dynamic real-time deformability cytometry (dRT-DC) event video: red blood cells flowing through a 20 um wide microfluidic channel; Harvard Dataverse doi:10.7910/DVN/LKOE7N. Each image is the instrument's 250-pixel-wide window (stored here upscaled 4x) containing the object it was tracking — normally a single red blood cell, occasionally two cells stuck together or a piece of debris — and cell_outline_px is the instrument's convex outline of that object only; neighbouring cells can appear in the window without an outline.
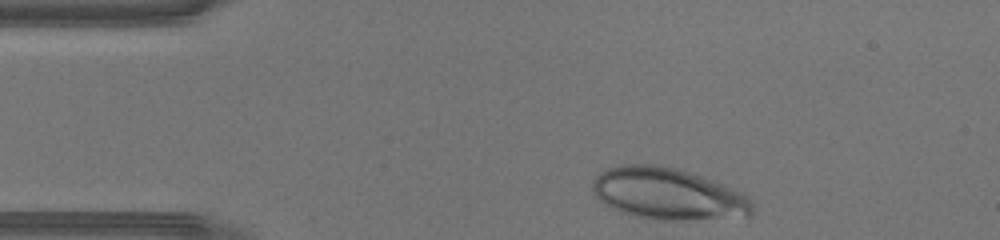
{"species": "human", "species_latin": "Homo sapiens", "temperature_condition": "warm", "stored_images_in_passage": 29, "camera_frame_rate_fps": 3000, "um_per_image_px": 0.085, "donor": {"sex": "male"}, "frame": {"image": 1, "passage_image": 1, "time_ms": 0.0, "image_size_px": [1000, 240], "cell_outline_px": [[756, 204], [752, 216], [680, 220], [656, 220], [632, 216], [620, 212], [604, 204], [596, 196], [592, 188], [592, 180], [600, 172], [608, 168], [620, 164], [660, 164], [680, 168], [692, 172], [724, 184], [744, 192]], "centroid_in_image_um": [56.82, 16.47], "position_along_channel_um": 28.2, "area_um2": 49.13}}
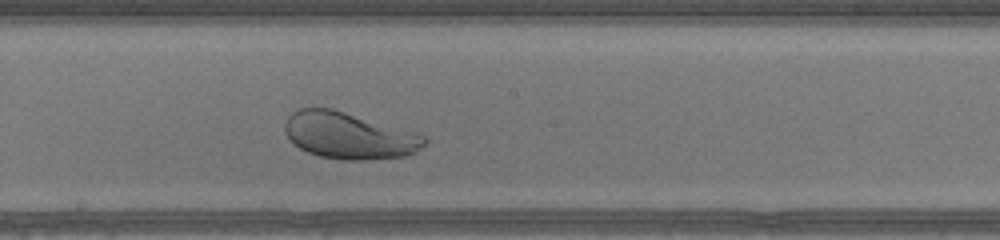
{"frame": {"image": 2, "passage_image": 17, "time_ms": 5.333, "image_size_px": [1000, 240], "cell_outline_px": [[428, 144], [416, 152], [404, 156], [368, 160], [344, 160], [320, 156], [308, 152], [300, 148], [288, 136], [284, 128], [284, 124], [288, 116], [296, 108], [332, 108], [420, 132], [428, 140]], "centroid_in_image_um": [29.74, 11.51], "position_along_channel_um": 218.5, "area_um2": 38.38}}
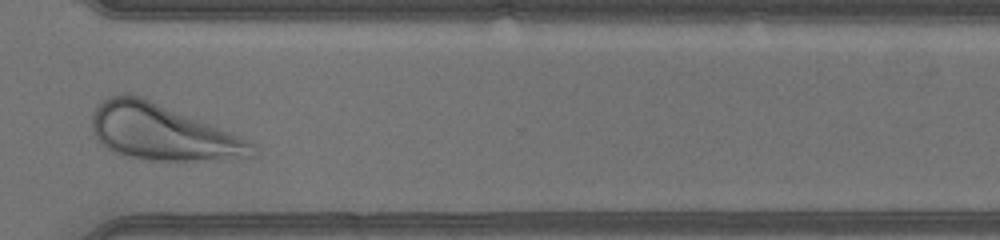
{"frame": {"image": 3, "passage_image": 26, "time_ms": 8.333, "image_size_px": [1000, 240], "cell_outline_px": [[256, 152], [252, 156], [204, 160], [156, 160], [124, 156], [100, 144], [96, 140], [92, 128], [92, 112], [100, 100], [108, 96], [120, 92], [128, 92], [140, 96], [208, 124], [256, 144]], "centroid_in_image_um": [13.68, 11.23], "position_along_channel_um": 356.9, "area_um2": 51.33}}